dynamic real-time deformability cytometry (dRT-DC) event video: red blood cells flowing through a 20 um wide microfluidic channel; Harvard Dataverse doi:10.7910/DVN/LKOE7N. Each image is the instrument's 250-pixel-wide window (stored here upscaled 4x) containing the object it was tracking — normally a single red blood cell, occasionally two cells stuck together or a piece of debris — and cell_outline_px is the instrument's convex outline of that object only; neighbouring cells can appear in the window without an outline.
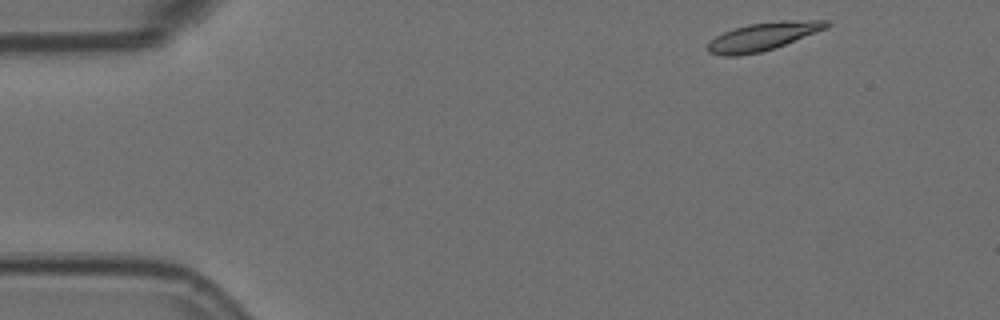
{"species": "Egyptian fruit bat (a non-hibernating species)", "species_latin": "Rousettus aegyptiacus", "temperature_condition": "room temperature", "stored_images_in_passage": 52, "camera_frame_rate_fps": 3000, "um_per_image_px": 0.085, "animal": {"sex": "female"}, "frame": {"image": 1, "passage_image": 1, "time_ms": 0.0, "image_size_px": [1000, 320], "cell_outline_px": [[832, 24], [828, 28], [776, 48], [760, 52], [736, 56], [720, 56], [708, 52], [708, 44], [716, 36], [732, 28], [748, 24], [780, 20], [828, 20]], "centroid_in_image_um": [64.89, 3.09], "position_along_channel_um": 20.1, "area_um2": 19.65}}
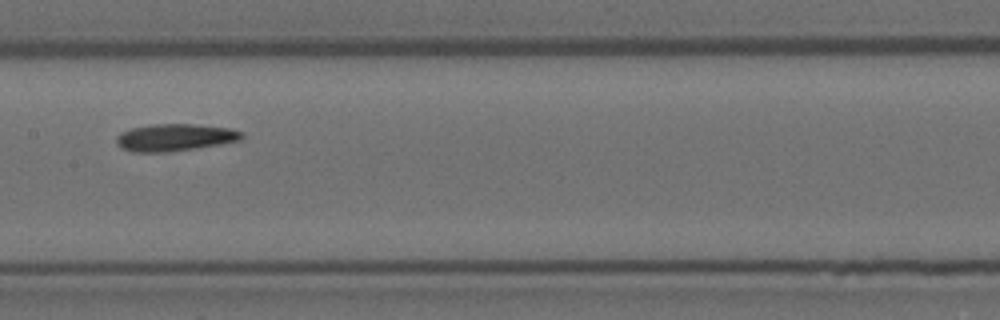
{"frame": {"image": 2, "passage_image": 23, "time_ms": 7.333, "image_size_px": [1000, 320], "cell_outline_px": [[244, 136], [240, 140], [220, 144], [196, 148], [164, 152], [132, 152], [116, 144], [116, 136], [120, 132], [132, 128], [152, 124], [192, 124], [232, 128], [244, 132]], "centroid_in_image_um": [14.88, 11.67], "position_along_channel_um": 192.5, "area_um2": 19.88}}
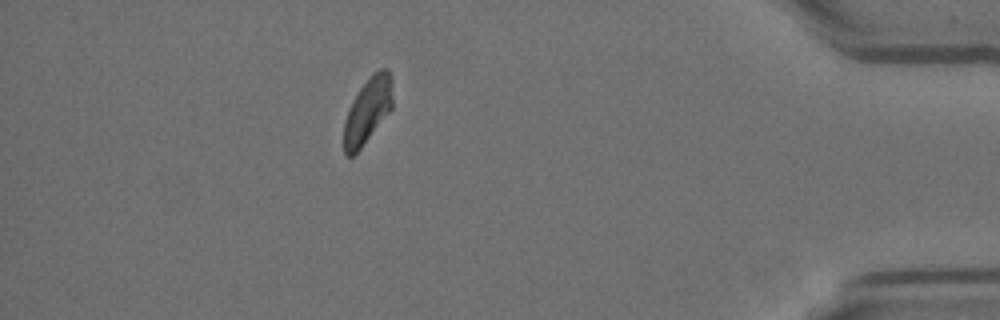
{"frame": {"image": 3, "passage_image": 45, "time_ms": 14.667, "image_size_px": [1000, 320], "cell_outline_px": [[392, 108], [360, 148], [352, 156], [344, 156], [344, 120], [348, 108], [352, 100], [368, 76], [372, 72], [380, 68], [388, 68], [392, 76]], "centroid_in_image_um": [31.25, 9.33], "position_along_channel_um": 404.0, "area_um2": 18.73}, "authors_computed_cell_mechanics": {"area_um2": 19.3052, "velocity_mm_per_s": 3.553, "shape_relaxation_time_tau1_ms": 5.5945, "shape_relaxation_time_tau2_ms": null, "deformation_change_tau1": 0.1464, "deformation_change_tau2": null}}